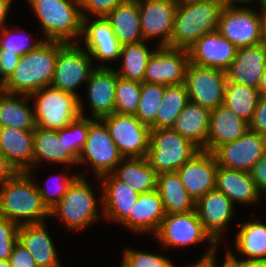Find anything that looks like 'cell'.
<instances>
[{
    "label": "cell",
    "instance_id": "f35d334b",
    "mask_svg": "<svg viewBox=\"0 0 266 267\" xmlns=\"http://www.w3.org/2000/svg\"><path fill=\"white\" fill-rule=\"evenodd\" d=\"M164 92L165 85L141 83L140 102L134 115L141 123L150 127L155 122Z\"/></svg>",
    "mask_w": 266,
    "mask_h": 267
},
{
    "label": "cell",
    "instance_id": "6da1fadb",
    "mask_svg": "<svg viewBox=\"0 0 266 267\" xmlns=\"http://www.w3.org/2000/svg\"><path fill=\"white\" fill-rule=\"evenodd\" d=\"M61 41L44 40L35 50L22 55L10 77L0 89L13 94L31 95L53 80Z\"/></svg>",
    "mask_w": 266,
    "mask_h": 267
},
{
    "label": "cell",
    "instance_id": "52a82bcc",
    "mask_svg": "<svg viewBox=\"0 0 266 267\" xmlns=\"http://www.w3.org/2000/svg\"><path fill=\"white\" fill-rule=\"evenodd\" d=\"M200 149L173 128L150 130L147 160L158 174L175 172Z\"/></svg>",
    "mask_w": 266,
    "mask_h": 267
},
{
    "label": "cell",
    "instance_id": "bcb514c9",
    "mask_svg": "<svg viewBox=\"0 0 266 267\" xmlns=\"http://www.w3.org/2000/svg\"><path fill=\"white\" fill-rule=\"evenodd\" d=\"M82 18L91 14L97 17H106L117 6L129 0H80ZM87 12V13H86Z\"/></svg>",
    "mask_w": 266,
    "mask_h": 267
},
{
    "label": "cell",
    "instance_id": "d6986e66",
    "mask_svg": "<svg viewBox=\"0 0 266 267\" xmlns=\"http://www.w3.org/2000/svg\"><path fill=\"white\" fill-rule=\"evenodd\" d=\"M234 206L235 204L216 188L195 202V210L204 230L218 245L235 213Z\"/></svg>",
    "mask_w": 266,
    "mask_h": 267
},
{
    "label": "cell",
    "instance_id": "cb8c5ba5",
    "mask_svg": "<svg viewBox=\"0 0 266 267\" xmlns=\"http://www.w3.org/2000/svg\"><path fill=\"white\" fill-rule=\"evenodd\" d=\"M266 68V51L262 44L238 48L226 70L227 80L258 88Z\"/></svg>",
    "mask_w": 266,
    "mask_h": 267
},
{
    "label": "cell",
    "instance_id": "e0dca14e",
    "mask_svg": "<svg viewBox=\"0 0 266 267\" xmlns=\"http://www.w3.org/2000/svg\"><path fill=\"white\" fill-rule=\"evenodd\" d=\"M218 165L212 152L199 150L176 172L187 193L196 202L216 188Z\"/></svg>",
    "mask_w": 266,
    "mask_h": 267
},
{
    "label": "cell",
    "instance_id": "ab89813d",
    "mask_svg": "<svg viewBox=\"0 0 266 267\" xmlns=\"http://www.w3.org/2000/svg\"><path fill=\"white\" fill-rule=\"evenodd\" d=\"M89 132V118L80 116L67 127L58 130V139L63 144V150L76 162L85 144Z\"/></svg>",
    "mask_w": 266,
    "mask_h": 267
},
{
    "label": "cell",
    "instance_id": "d4e9b609",
    "mask_svg": "<svg viewBox=\"0 0 266 267\" xmlns=\"http://www.w3.org/2000/svg\"><path fill=\"white\" fill-rule=\"evenodd\" d=\"M18 242L32 254L38 267H62L45 222L19 225Z\"/></svg>",
    "mask_w": 266,
    "mask_h": 267
},
{
    "label": "cell",
    "instance_id": "7a4b0ae2",
    "mask_svg": "<svg viewBox=\"0 0 266 267\" xmlns=\"http://www.w3.org/2000/svg\"><path fill=\"white\" fill-rule=\"evenodd\" d=\"M31 177L28 172H18L1 186V217L21 225L44 222L50 216V210L41 199L37 183Z\"/></svg>",
    "mask_w": 266,
    "mask_h": 267
},
{
    "label": "cell",
    "instance_id": "1f68e13d",
    "mask_svg": "<svg viewBox=\"0 0 266 267\" xmlns=\"http://www.w3.org/2000/svg\"><path fill=\"white\" fill-rule=\"evenodd\" d=\"M258 220L246 221L235 236V249L243 260L251 264H266V224Z\"/></svg>",
    "mask_w": 266,
    "mask_h": 267
},
{
    "label": "cell",
    "instance_id": "4fadbf2b",
    "mask_svg": "<svg viewBox=\"0 0 266 267\" xmlns=\"http://www.w3.org/2000/svg\"><path fill=\"white\" fill-rule=\"evenodd\" d=\"M226 82V71L188 63L184 84L190 101L210 111L223 105Z\"/></svg>",
    "mask_w": 266,
    "mask_h": 267
},
{
    "label": "cell",
    "instance_id": "94428289",
    "mask_svg": "<svg viewBox=\"0 0 266 267\" xmlns=\"http://www.w3.org/2000/svg\"><path fill=\"white\" fill-rule=\"evenodd\" d=\"M256 1H259L261 7L259 10H263L266 12V0H256Z\"/></svg>",
    "mask_w": 266,
    "mask_h": 267
},
{
    "label": "cell",
    "instance_id": "8992f818",
    "mask_svg": "<svg viewBox=\"0 0 266 267\" xmlns=\"http://www.w3.org/2000/svg\"><path fill=\"white\" fill-rule=\"evenodd\" d=\"M86 176H79L60 201L50 209V216L61 219L68 230L86 229L99 221V210L93 189Z\"/></svg>",
    "mask_w": 266,
    "mask_h": 267
},
{
    "label": "cell",
    "instance_id": "f907efd6",
    "mask_svg": "<svg viewBox=\"0 0 266 267\" xmlns=\"http://www.w3.org/2000/svg\"><path fill=\"white\" fill-rule=\"evenodd\" d=\"M249 173L259 192L266 195V154L254 164Z\"/></svg>",
    "mask_w": 266,
    "mask_h": 267
},
{
    "label": "cell",
    "instance_id": "be15d7a7",
    "mask_svg": "<svg viewBox=\"0 0 266 267\" xmlns=\"http://www.w3.org/2000/svg\"><path fill=\"white\" fill-rule=\"evenodd\" d=\"M248 267H266V264H251V263H248Z\"/></svg>",
    "mask_w": 266,
    "mask_h": 267
},
{
    "label": "cell",
    "instance_id": "f1b7e54d",
    "mask_svg": "<svg viewBox=\"0 0 266 267\" xmlns=\"http://www.w3.org/2000/svg\"><path fill=\"white\" fill-rule=\"evenodd\" d=\"M210 112L209 109L189 100L172 128L203 150L208 138Z\"/></svg>",
    "mask_w": 266,
    "mask_h": 267
},
{
    "label": "cell",
    "instance_id": "11a10c76",
    "mask_svg": "<svg viewBox=\"0 0 266 267\" xmlns=\"http://www.w3.org/2000/svg\"><path fill=\"white\" fill-rule=\"evenodd\" d=\"M217 249V247H209V249H207L206 252H204L205 254H203V256H201V258L195 262L194 265H189L188 267H211V264L206 260V258L213 253V251Z\"/></svg>",
    "mask_w": 266,
    "mask_h": 267
},
{
    "label": "cell",
    "instance_id": "60d3db41",
    "mask_svg": "<svg viewBox=\"0 0 266 267\" xmlns=\"http://www.w3.org/2000/svg\"><path fill=\"white\" fill-rule=\"evenodd\" d=\"M115 91V112L135 115L140 102L141 82L118 76Z\"/></svg>",
    "mask_w": 266,
    "mask_h": 267
},
{
    "label": "cell",
    "instance_id": "6f0895ef",
    "mask_svg": "<svg viewBox=\"0 0 266 267\" xmlns=\"http://www.w3.org/2000/svg\"><path fill=\"white\" fill-rule=\"evenodd\" d=\"M258 90H259L260 96H266V68H265L264 74L260 78Z\"/></svg>",
    "mask_w": 266,
    "mask_h": 267
},
{
    "label": "cell",
    "instance_id": "f546056e",
    "mask_svg": "<svg viewBox=\"0 0 266 267\" xmlns=\"http://www.w3.org/2000/svg\"><path fill=\"white\" fill-rule=\"evenodd\" d=\"M119 165L112 174L136 193L142 194L157 189L158 173L146 157L123 158Z\"/></svg>",
    "mask_w": 266,
    "mask_h": 267
},
{
    "label": "cell",
    "instance_id": "d6a6232c",
    "mask_svg": "<svg viewBox=\"0 0 266 267\" xmlns=\"http://www.w3.org/2000/svg\"><path fill=\"white\" fill-rule=\"evenodd\" d=\"M106 18L109 20L113 33L122 44L143 41L138 0H129L112 10Z\"/></svg>",
    "mask_w": 266,
    "mask_h": 267
},
{
    "label": "cell",
    "instance_id": "b9f144b4",
    "mask_svg": "<svg viewBox=\"0 0 266 267\" xmlns=\"http://www.w3.org/2000/svg\"><path fill=\"white\" fill-rule=\"evenodd\" d=\"M17 31L21 32L22 34L18 35L17 32L14 34L13 30L10 31V27L8 29L7 25L0 29V50H6V53L14 52L22 56L31 52L32 50H35L45 40L40 38L33 42V39H29L31 33L23 36L25 31L24 28H20V31L19 29Z\"/></svg>",
    "mask_w": 266,
    "mask_h": 267
},
{
    "label": "cell",
    "instance_id": "8fae6325",
    "mask_svg": "<svg viewBox=\"0 0 266 267\" xmlns=\"http://www.w3.org/2000/svg\"><path fill=\"white\" fill-rule=\"evenodd\" d=\"M111 138L123 158L147 157L150 142V127L134 115L119 114L102 117Z\"/></svg>",
    "mask_w": 266,
    "mask_h": 267
},
{
    "label": "cell",
    "instance_id": "7dc6e473",
    "mask_svg": "<svg viewBox=\"0 0 266 267\" xmlns=\"http://www.w3.org/2000/svg\"><path fill=\"white\" fill-rule=\"evenodd\" d=\"M249 130L266 136V96H260L253 117L249 122Z\"/></svg>",
    "mask_w": 266,
    "mask_h": 267
},
{
    "label": "cell",
    "instance_id": "836d02e7",
    "mask_svg": "<svg viewBox=\"0 0 266 267\" xmlns=\"http://www.w3.org/2000/svg\"><path fill=\"white\" fill-rule=\"evenodd\" d=\"M157 190L160 193L165 214L195 210V201L187 193L176 171L158 174Z\"/></svg>",
    "mask_w": 266,
    "mask_h": 267
},
{
    "label": "cell",
    "instance_id": "3957f363",
    "mask_svg": "<svg viewBox=\"0 0 266 267\" xmlns=\"http://www.w3.org/2000/svg\"><path fill=\"white\" fill-rule=\"evenodd\" d=\"M41 23L45 40L75 43L82 36L80 0H27Z\"/></svg>",
    "mask_w": 266,
    "mask_h": 267
},
{
    "label": "cell",
    "instance_id": "603a6c76",
    "mask_svg": "<svg viewBox=\"0 0 266 267\" xmlns=\"http://www.w3.org/2000/svg\"><path fill=\"white\" fill-rule=\"evenodd\" d=\"M34 131L14 127L0 128V153L17 172L34 169Z\"/></svg>",
    "mask_w": 266,
    "mask_h": 267
},
{
    "label": "cell",
    "instance_id": "5b68a950",
    "mask_svg": "<svg viewBox=\"0 0 266 267\" xmlns=\"http://www.w3.org/2000/svg\"><path fill=\"white\" fill-rule=\"evenodd\" d=\"M35 98L36 126L46 130H60L80 116L85 117L80 96L47 86L30 95Z\"/></svg>",
    "mask_w": 266,
    "mask_h": 267
},
{
    "label": "cell",
    "instance_id": "4dcf8cb0",
    "mask_svg": "<svg viewBox=\"0 0 266 267\" xmlns=\"http://www.w3.org/2000/svg\"><path fill=\"white\" fill-rule=\"evenodd\" d=\"M29 98V95L8 93L0 89V128L35 131V113L27 104Z\"/></svg>",
    "mask_w": 266,
    "mask_h": 267
},
{
    "label": "cell",
    "instance_id": "8d00e7d4",
    "mask_svg": "<svg viewBox=\"0 0 266 267\" xmlns=\"http://www.w3.org/2000/svg\"><path fill=\"white\" fill-rule=\"evenodd\" d=\"M188 101V92L184 83L165 86L161 107L150 130L172 128Z\"/></svg>",
    "mask_w": 266,
    "mask_h": 267
},
{
    "label": "cell",
    "instance_id": "484cf974",
    "mask_svg": "<svg viewBox=\"0 0 266 267\" xmlns=\"http://www.w3.org/2000/svg\"><path fill=\"white\" fill-rule=\"evenodd\" d=\"M165 215L160 193L156 189L140 194L129 216L121 224L131 229V232H151L154 235Z\"/></svg>",
    "mask_w": 266,
    "mask_h": 267
},
{
    "label": "cell",
    "instance_id": "277c9868",
    "mask_svg": "<svg viewBox=\"0 0 266 267\" xmlns=\"http://www.w3.org/2000/svg\"><path fill=\"white\" fill-rule=\"evenodd\" d=\"M223 8L219 0L178 5L167 47L188 49L203 35L217 31Z\"/></svg>",
    "mask_w": 266,
    "mask_h": 267
},
{
    "label": "cell",
    "instance_id": "74e56055",
    "mask_svg": "<svg viewBox=\"0 0 266 267\" xmlns=\"http://www.w3.org/2000/svg\"><path fill=\"white\" fill-rule=\"evenodd\" d=\"M146 41L138 43L122 45L120 57L123 65L117 70L118 76L132 80L143 82L144 72L150 56L155 50H149Z\"/></svg>",
    "mask_w": 266,
    "mask_h": 267
},
{
    "label": "cell",
    "instance_id": "e575fe53",
    "mask_svg": "<svg viewBox=\"0 0 266 267\" xmlns=\"http://www.w3.org/2000/svg\"><path fill=\"white\" fill-rule=\"evenodd\" d=\"M34 145V168L43 161L76 165L77 162L63 148L62 142L58 139V130H46L36 127L33 137Z\"/></svg>",
    "mask_w": 266,
    "mask_h": 267
},
{
    "label": "cell",
    "instance_id": "681fc988",
    "mask_svg": "<svg viewBox=\"0 0 266 267\" xmlns=\"http://www.w3.org/2000/svg\"><path fill=\"white\" fill-rule=\"evenodd\" d=\"M20 57L17 53H6V50H0V86L15 70Z\"/></svg>",
    "mask_w": 266,
    "mask_h": 267
},
{
    "label": "cell",
    "instance_id": "d590c367",
    "mask_svg": "<svg viewBox=\"0 0 266 267\" xmlns=\"http://www.w3.org/2000/svg\"><path fill=\"white\" fill-rule=\"evenodd\" d=\"M260 99L258 88L227 80L223 105L246 122H250Z\"/></svg>",
    "mask_w": 266,
    "mask_h": 267
},
{
    "label": "cell",
    "instance_id": "5bb4252c",
    "mask_svg": "<svg viewBox=\"0 0 266 267\" xmlns=\"http://www.w3.org/2000/svg\"><path fill=\"white\" fill-rule=\"evenodd\" d=\"M212 153L218 166L249 172L266 154V136L248 130L235 141L217 147Z\"/></svg>",
    "mask_w": 266,
    "mask_h": 267
},
{
    "label": "cell",
    "instance_id": "ee69618b",
    "mask_svg": "<svg viewBox=\"0 0 266 267\" xmlns=\"http://www.w3.org/2000/svg\"><path fill=\"white\" fill-rule=\"evenodd\" d=\"M19 225L0 216V260H8L18 242Z\"/></svg>",
    "mask_w": 266,
    "mask_h": 267
},
{
    "label": "cell",
    "instance_id": "f5cc1de1",
    "mask_svg": "<svg viewBox=\"0 0 266 267\" xmlns=\"http://www.w3.org/2000/svg\"><path fill=\"white\" fill-rule=\"evenodd\" d=\"M18 172L0 153V187L13 178Z\"/></svg>",
    "mask_w": 266,
    "mask_h": 267
},
{
    "label": "cell",
    "instance_id": "f6af8a7d",
    "mask_svg": "<svg viewBox=\"0 0 266 267\" xmlns=\"http://www.w3.org/2000/svg\"><path fill=\"white\" fill-rule=\"evenodd\" d=\"M81 174L82 173L69 174V175H71L70 177L67 175H64L63 173L60 174V176H58V177H60V179L59 180L57 179L58 187H56V189L52 190V192L48 191V189H46L45 187L37 185V187L39 189V193L41 195V199L49 210L60 201V199L68 191V188L72 185V183L79 176H81Z\"/></svg>",
    "mask_w": 266,
    "mask_h": 267
},
{
    "label": "cell",
    "instance_id": "ac0fdd59",
    "mask_svg": "<svg viewBox=\"0 0 266 267\" xmlns=\"http://www.w3.org/2000/svg\"><path fill=\"white\" fill-rule=\"evenodd\" d=\"M237 47L218 31L203 35L187 50L189 63L226 71L234 60Z\"/></svg>",
    "mask_w": 266,
    "mask_h": 267
},
{
    "label": "cell",
    "instance_id": "9a60e30c",
    "mask_svg": "<svg viewBox=\"0 0 266 267\" xmlns=\"http://www.w3.org/2000/svg\"><path fill=\"white\" fill-rule=\"evenodd\" d=\"M188 63L187 49L158 46L150 56L143 82L165 86L185 83Z\"/></svg>",
    "mask_w": 266,
    "mask_h": 267
},
{
    "label": "cell",
    "instance_id": "ba28073f",
    "mask_svg": "<svg viewBox=\"0 0 266 267\" xmlns=\"http://www.w3.org/2000/svg\"><path fill=\"white\" fill-rule=\"evenodd\" d=\"M93 65L95 64L90 54L78 43H62L58 47L55 72L50 86L78 96L76 89L82 82L87 83L96 67H108L105 63Z\"/></svg>",
    "mask_w": 266,
    "mask_h": 267
},
{
    "label": "cell",
    "instance_id": "6125c7cd",
    "mask_svg": "<svg viewBox=\"0 0 266 267\" xmlns=\"http://www.w3.org/2000/svg\"><path fill=\"white\" fill-rule=\"evenodd\" d=\"M0 267H12L9 260H0Z\"/></svg>",
    "mask_w": 266,
    "mask_h": 267
},
{
    "label": "cell",
    "instance_id": "9f6ffc18",
    "mask_svg": "<svg viewBox=\"0 0 266 267\" xmlns=\"http://www.w3.org/2000/svg\"><path fill=\"white\" fill-rule=\"evenodd\" d=\"M223 7H245V4L253 3L256 0H219ZM240 3L242 6H236Z\"/></svg>",
    "mask_w": 266,
    "mask_h": 267
},
{
    "label": "cell",
    "instance_id": "db71d44e",
    "mask_svg": "<svg viewBox=\"0 0 266 267\" xmlns=\"http://www.w3.org/2000/svg\"><path fill=\"white\" fill-rule=\"evenodd\" d=\"M13 0H0V29L5 26V20Z\"/></svg>",
    "mask_w": 266,
    "mask_h": 267
},
{
    "label": "cell",
    "instance_id": "9c48e42d",
    "mask_svg": "<svg viewBox=\"0 0 266 267\" xmlns=\"http://www.w3.org/2000/svg\"><path fill=\"white\" fill-rule=\"evenodd\" d=\"M123 159L101 119L89 118V132L78 156V164L92 166L97 178L110 174Z\"/></svg>",
    "mask_w": 266,
    "mask_h": 267
},
{
    "label": "cell",
    "instance_id": "30bf717a",
    "mask_svg": "<svg viewBox=\"0 0 266 267\" xmlns=\"http://www.w3.org/2000/svg\"><path fill=\"white\" fill-rule=\"evenodd\" d=\"M246 7H224L219 20L218 32L237 48L261 43L266 12Z\"/></svg>",
    "mask_w": 266,
    "mask_h": 267
},
{
    "label": "cell",
    "instance_id": "7bdbcfd3",
    "mask_svg": "<svg viewBox=\"0 0 266 267\" xmlns=\"http://www.w3.org/2000/svg\"><path fill=\"white\" fill-rule=\"evenodd\" d=\"M122 260L120 267H175L165 256L129 248L123 253Z\"/></svg>",
    "mask_w": 266,
    "mask_h": 267
},
{
    "label": "cell",
    "instance_id": "c3c4849f",
    "mask_svg": "<svg viewBox=\"0 0 266 267\" xmlns=\"http://www.w3.org/2000/svg\"><path fill=\"white\" fill-rule=\"evenodd\" d=\"M8 260L12 267H38L32 254L19 242L15 244Z\"/></svg>",
    "mask_w": 266,
    "mask_h": 267
},
{
    "label": "cell",
    "instance_id": "83f0119b",
    "mask_svg": "<svg viewBox=\"0 0 266 267\" xmlns=\"http://www.w3.org/2000/svg\"><path fill=\"white\" fill-rule=\"evenodd\" d=\"M216 189L227 196L234 204H255L262 194L257 189L248 171L227 169L218 166Z\"/></svg>",
    "mask_w": 266,
    "mask_h": 267
},
{
    "label": "cell",
    "instance_id": "816d5d0a",
    "mask_svg": "<svg viewBox=\"0 0 266 267\" xmlns=\"http://www.w3.org/2000/svg\"><path fill=\"white\" fill-rule=\"evenodd\" d=\"M217 249L211 253L206 260L211 264V267H217V261H216V253ZM233 252H231L230 249H226L225 259L223 261V264H221L220 267H248V262H245L244 260H237V258L234 256Z\"/></svg>",
    "mask_w": 266,
    "mask_h": 267
},
{
    "label": "cell",
    "instance_id": "ffe728a7",
    "mask_svg": "<svg viewBox=\"0 0 266 267\" xmlns=\"http://www.w3.org/2000/svg\"><path fill=\"white\" fill-rule=\"evenodd\" d=\"M83 18L82 36L84 46L91 58L102 62L117 61L120 58L122 44L113 33L106 17Z\"/></svg>",
    "mask_w": 266,
    "mask_h": 267
},
{
    "label": "cell",
    "instance_id": "680465c9",
    "mask_svg": "<svg viewBox=\"0 0 266 267\" xmlns=\"http://www.w3.org/2000/svg\"><path fill=\"white\" fill-rule=\"evenodd\" d=\"M178 5L184 4H192V3H199V2H209L212 0H174Z\"/></svg>",
    "mask_w": 266,
    "mask_h": 267
},
{
    "label": "cell",
    "instance_id": "44dd1931",
    "mask_svg": "<svg viewBox=\"0 0 266 267\" xmlns=\"http://www.w3.org/2000/svg\"><path fill=\"white\" fill-rule=\"evenodd\" d=\"M102 179V180H101ZM102 182L100 197L102 214L107 220L121 224L130 214L140 194L125 182L118 180L112 173L98 178Z\"/></svg>",
    "mask_w": 266,
    "mask_h": 267
},
{
    "label": "cell",
    "instance_id": "4316f807",
    "mask_svg": "<svg viewBox=\"0 0 266 267\" xmlns=\"http://www.w3.org/2000/svg\"><path fill=\"white\" fill-rule=\"evenodd\" d=\"M249 130V123L224 105L211 110L206 147L213 152L222 144L235 141Z\"/></svg>",
    "mask_w": 266,
    "mask_h": 267
},
{
    "label": "cell",
    "instance_id": "7402d4cb",
    "mask_svg": "<svg viewBox=\"0 0 266 267\" xmlns=\"http://www.w3.org/2000/svg\"><path fill=\"white\" fill-rule=\"evenodd\" d=\"M118 74L112 67H96L88 81V102L91 115L88 118L101 119L115 112V94Z\"/></svg>",
    "mask_w": 266,
    "mask_h": 267
},
{
    "label": "cell",
    "instance_id": "91938a15",
    "mask_svg": "<svg viewBox=\"0 0 266 267\" xmlns=\"http://www.w3.org/2000/svg\"><path fill=\"white\" fill-rule=\"evenodd\" d=\"M261 44H262V46L264 47V49L266 51V14H265V19H264Z\"/></svg>",
    "mask_w": 266,
    "mask_h": 267
},
{
    "label": "cell",
    "instance_id": "7c38bea8",
    "mask_svg": "<svg viewBox=\"0 0 266 267\" xmlns=\"http://www.w3.org/2000/svg\"><path fill=\"white\" fill-rule=\"evenodd\" d=\"M154 236L163 248L197 245L206 240L209 241L210 247L219 246L204 230L196 210L166 214Z\"/></svg>",
    "mask_w": 266,
    "mask_h": 267
},
{
    "label": "cell",
    "instance_id": "2e32d148",
    "mask_svg": "<svg viewBox=\"0 0 266 267\" xmlns=\"http://www.w3.org/2000/svg\"><path fill=\"white\" fill-rule=\"evenodd\" d=\"M178 4L174 0H138V11L144 41L159 38V47L171 40L173 21Z\"/></svg>",
    "mask_w": 266,
    "mask_h": 267
}]
</instances>
